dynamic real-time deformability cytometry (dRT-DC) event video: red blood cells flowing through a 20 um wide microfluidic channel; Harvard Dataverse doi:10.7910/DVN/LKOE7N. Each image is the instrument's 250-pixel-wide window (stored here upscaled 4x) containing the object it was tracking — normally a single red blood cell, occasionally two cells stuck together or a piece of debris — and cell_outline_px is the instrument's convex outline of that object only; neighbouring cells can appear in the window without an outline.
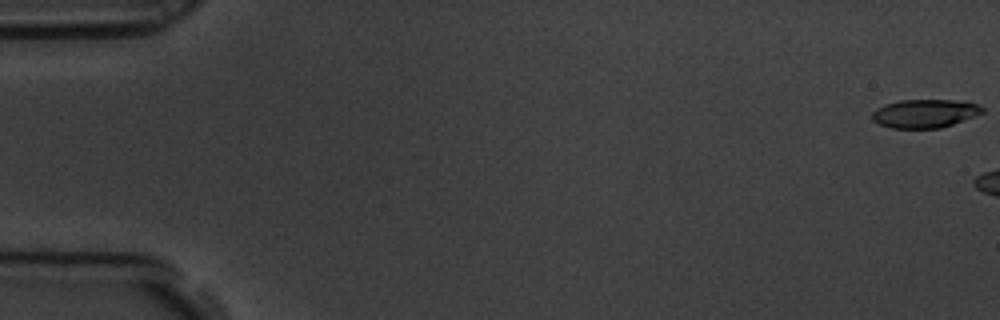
{"species": "common noctule bat (a hibernating species)", "species_latin": "Nyctalus noctula", "temperature_condition": "room temperature", "stored_images_in_passage": 6, "camera_frame_rate_fps": 3000, "um_per_image_px": 0.085, "animal": {"sex": "male", "body_mass_g": 19.5, "forearm_length_mm": 54.6}, "frame": {"image": 1, "passage_image": 1, "time_ms": 0.0, "image_size_px": [1000, 320], "cell_outline_px": [[984, 112], [952, 124], [940, 128], [892, 128], [880, 124], [872, 120], [872, 112], [876, 108], [884, 104], [900, 100], [956, 100], [976, 104], [984, 108]], "centroid_in_image_um": [78.57, 9.64], "position_along_channel_um": 6.4, "area_um2": 18.15}}